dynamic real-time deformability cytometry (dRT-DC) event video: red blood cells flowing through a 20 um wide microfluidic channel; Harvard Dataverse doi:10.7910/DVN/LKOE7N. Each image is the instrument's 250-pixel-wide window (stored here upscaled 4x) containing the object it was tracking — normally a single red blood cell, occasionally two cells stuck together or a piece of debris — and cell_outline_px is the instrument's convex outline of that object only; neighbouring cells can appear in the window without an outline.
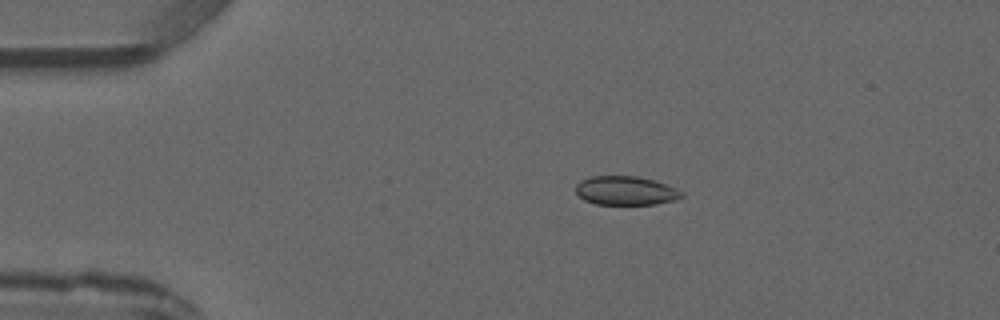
{"species": "common noctule bat (a hibernating species)", "species_latin": "Nyctalus noctula", "temperature_condition": "warm", "stored_images_in_passage": 4, "camera_frame_rate_fps": 3000, "um_per_image_px": 0.085, "animal": {"sex": "male", "forearm_length_mm": 52.5}, "frame": {"image": 1, "passage_image": 3, "time_ms": 2.333, "image_size_px": [1000, 320], "cell_outline_px": [[684, 196], [676, 200], [656, 204], [596, 204], [584, 200], [576, 192], [576, 184], [580, 180], [592, 176], [636, 176], [652, 180], [676, 188], [684, 192]], "centroid_in_image_um": [53.19, 16.21], "position_along_channel_um": 31.8, "area_um2": 17.8}}